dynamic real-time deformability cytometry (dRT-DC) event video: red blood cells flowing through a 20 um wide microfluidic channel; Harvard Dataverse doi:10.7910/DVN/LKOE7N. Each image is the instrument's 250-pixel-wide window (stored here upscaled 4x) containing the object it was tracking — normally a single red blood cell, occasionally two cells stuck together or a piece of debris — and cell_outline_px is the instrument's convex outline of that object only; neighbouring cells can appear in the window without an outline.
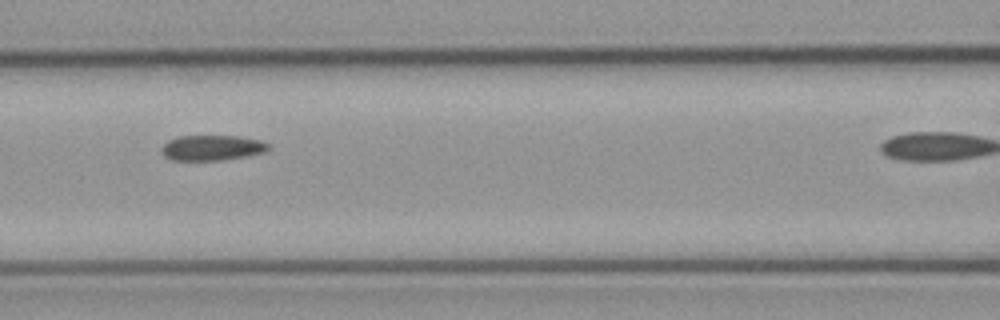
{"species": "common noctule bat (a hibernating species)", "species_latin": "Nyctalus noctula", "temperature_condition": "cold", "stored_images_in_passage": 6, "camera_frame_rate_fps": 3000, "um_per_image_px": 0.085, "animal": {"sex": "male", "body_mass_g": 23.1, "forearm_length_mm": 52.7}, "frame": {"image": 1, "passage_image": 5, "time_ms": 4.667, "image_size_px": [1000, 320], "cell_outline_px": [[268, 148], [264, 152], [244, 156], [220, 160], [172, 160], [164, 156], [160, 148], [168, 140], [176, 136], [240, 136], [264, 140], [268, 144]], "centroid_in_image_um": [18.0, 12.55], "position_along_channel_um": 148.6, "area_um2": 15.78}}